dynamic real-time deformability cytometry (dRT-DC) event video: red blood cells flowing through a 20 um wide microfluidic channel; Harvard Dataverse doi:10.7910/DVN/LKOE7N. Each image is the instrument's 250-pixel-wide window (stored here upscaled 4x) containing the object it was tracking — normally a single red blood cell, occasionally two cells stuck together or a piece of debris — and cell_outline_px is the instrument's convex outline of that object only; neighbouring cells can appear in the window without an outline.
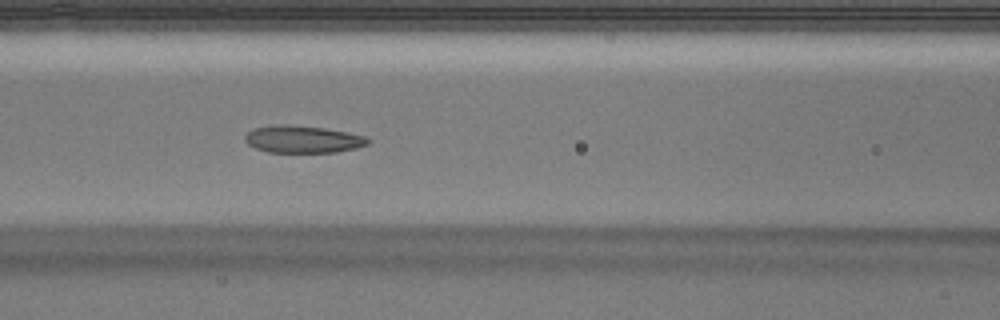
{"species": "Egyptian fruit bat (a non-hibernating species)", "species_latin": "Rousettus aegyptiacus", "temperature_condition": "warm", "stored_images_in_passage": 51, "camera_frame_rate_fps": 3000, "um_per_image_px": 0.085, "animal": {"sex": "male"}, "frame": {"image": 1, "passage_image": 22, "time_ms": 7.0, "image_size_px": [1000, 320], "cell_outline_px": [[372, 140], [368, 144], [356, 148], [336, 152], [268, 152], [256, 148], [248, 144], [244, 140], [244, 136], [252, 128], [276, 124], [288, 124], [324, 128], [348, 132], [364, 136]], "centroid_in_image_um": [25.73, 11.83], "position_along_channel_um": 140.9, "area_um2": 19.65}}
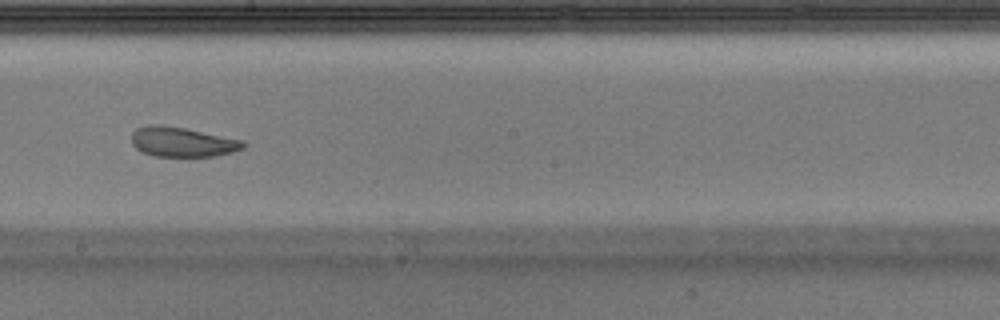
{"frame": {"image": 2, "passage_image": 29, "time_ms": 9.333, "image_size_px": [1000, 320], "cell_outline_px": [[244, 148], [232, 152], [216, 156], [152, 156], [136, 148], [132, 144], [132, 132], [136, 128], [148, 124], [160, 124], [184, 128], [244, 140]], "centroid_in_image_um": [15.48, 12.06], "position_along_channel_um": 232.7, "area_um2": 19.36}}
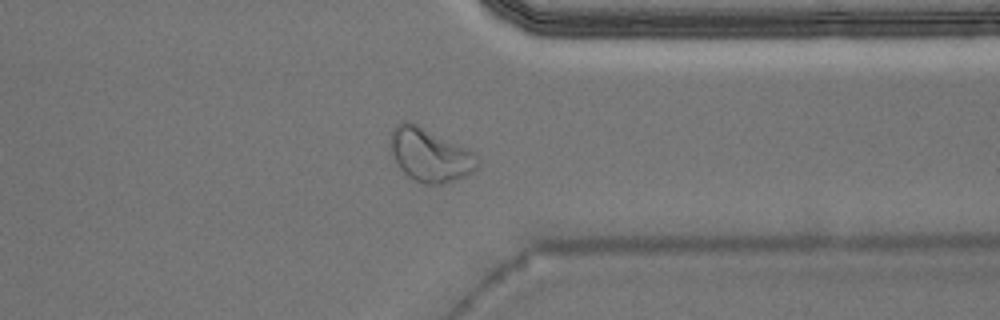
{"frame": {"image": 3, "passage_image": 40, "time_ms": 13.0, "image_size_px": [1000, 320], "cell_outline_px": [[480, 168], [464, 176], [440, 184], [424, 184], [408, 176], [400, 168], [392, 156], [388, 148], [388, 136], [392, 128], [400, 120], [408, 120], [468, 148], [480, 160]], "centroid_in_image_um": [36.49, 13.13], "position_along_channel_um": 374.9, "area_um2": 27.51}, "authors_computed_cell_mechanics": {"area_um2": 20.7502, "velocity_mm_per_s": 3.9441, "shape_relaxation_time_tau1_ms": null, "shape_relaxation_time_tau2_ms": 1.1348, "deformation_change_tau1": null, "deformation_change_tau2": 0.082}}